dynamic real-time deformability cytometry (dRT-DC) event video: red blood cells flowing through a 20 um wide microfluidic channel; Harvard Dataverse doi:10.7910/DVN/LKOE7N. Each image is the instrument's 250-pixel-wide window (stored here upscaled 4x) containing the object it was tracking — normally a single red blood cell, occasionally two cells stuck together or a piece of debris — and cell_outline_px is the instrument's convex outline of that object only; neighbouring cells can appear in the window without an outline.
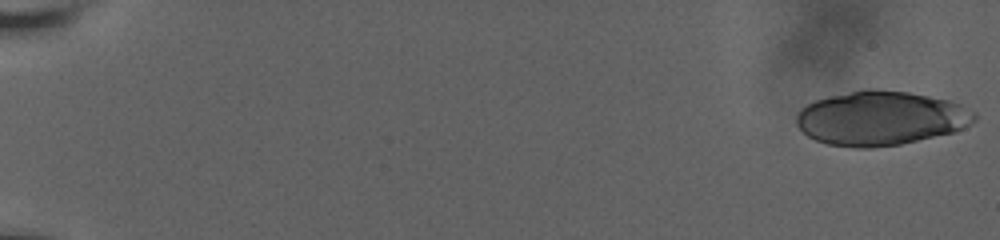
{"species": "human", "species_latin": "Homo sapiens", "temperature_condition": "room temperature", "stored_images_in_passage": 21, "camera_frame_rate_fps": 3000, "um_per_image_px": 0.085, "donor": {"sex": "male"}, "frame": {"image": 1, "passage_image": 1, "time_ms": 0.0, "image_size_px": [1000, 240], "cell_outline_px": [[976, 120], [972, 124], [964, 128], [952, 132], [900, 144], [872, 148], [856, 148], [828, 144], [816, 140], [808, 136], [796, 124], [796, 116], [808, 104], [816, 100], [864, 88], [876, 88], [908, 92], [948, 100], [960, 104], [976, 112]], "centroid_in_image_um": [74.89, 10.04], "position_along_channel_um": 10.1, "area_um2": 56.12}}
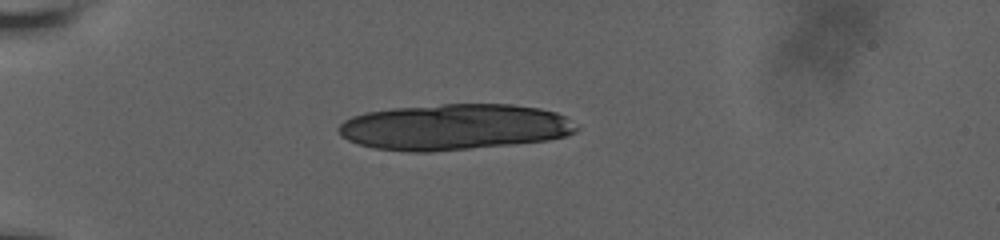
{"frame": {"image": 2, "passage_image": 12, "time_ms": 5.667, "image_size_px": [1000, 240], "cell_outline_px": [[580, 128], [576, 132], [568, 136], [548, 140], [512, 144], [428, 152], [408, 152], [372, 148], [348, 140], [340, 136], [336, 128], [344, 120], [352, 116], [364, 112], [392, 108], [444, 104], [512, 104], [540, 108], [556, 112], [564, 116]], "centroid_in_image_um": [38.59, 10.79], "position_along_channel_um": 46.4, "area_um2": 64.04}}
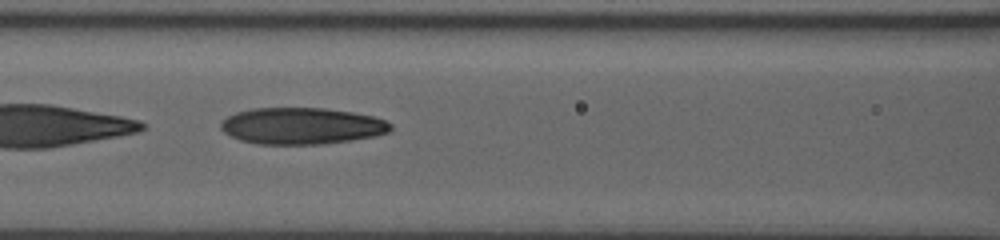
{"frame": {"image": 3, "passage_image": 19, "time_ms": 9.667, "image_size_px": [1000, 240], "cell_outline_px": [[392, 128], [388, 132], [376, 136], [352, 140], [316, 144], [256, 144], [240, 140], [224, 132], [220, 128], [220, 124], [228, 116], [236, 112], [252, 108], [324, 108], [352, 112], [372, 116], [384, 120], [392, 124]], "centroid_in_image_um": [25.64, 10.7], "position_along_channel_um": 141.0, "area_um2": 36.13}}